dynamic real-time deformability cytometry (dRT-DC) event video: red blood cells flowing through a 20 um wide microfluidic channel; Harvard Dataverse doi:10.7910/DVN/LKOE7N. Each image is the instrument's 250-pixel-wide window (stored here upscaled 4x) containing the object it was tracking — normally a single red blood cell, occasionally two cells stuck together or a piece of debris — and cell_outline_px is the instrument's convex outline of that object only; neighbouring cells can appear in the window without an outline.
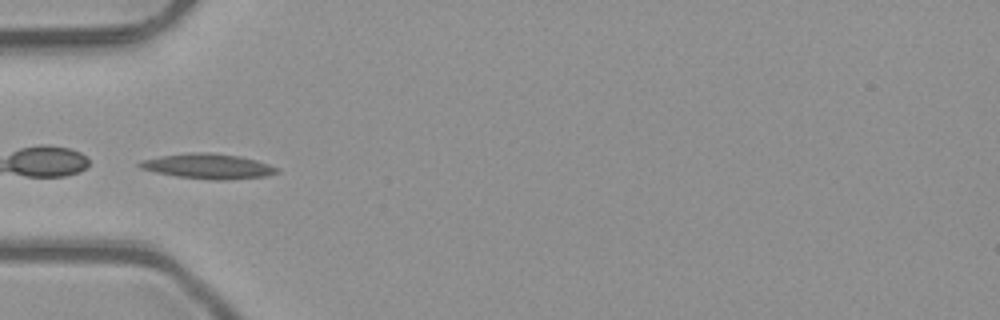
{"species": "common noctule bat (a hibernating species)", "species_latin": "Nyctalus noctula", "temperature_condition": "room temperature", "stored_images_in_passage": 6, "camera_frame_rate_fps": 3000, "um_per_image_px": 0.085, "animal": {"sex": "male", "body_mass_g": 23.1, "forearm_length_mm": 52.7}, "frame": {"image": 1, "passage_image": 5, "time_ms": 1.333, "image_size_px": [1000, 320], "cell_outline_px": [[280, 172], [264, 176], [224, 180], [212, 180], [176, 176], [156, 172], [140, 168], [136, 164], [140, 160], [160, 156], [192, 152], [212, 152], [240, 156], [256, 160], [280, 168]], "centroid_in_image_um": [17.68, 14.12], "position_along_channel_um": 67.3, "area_um2": 20.11}}
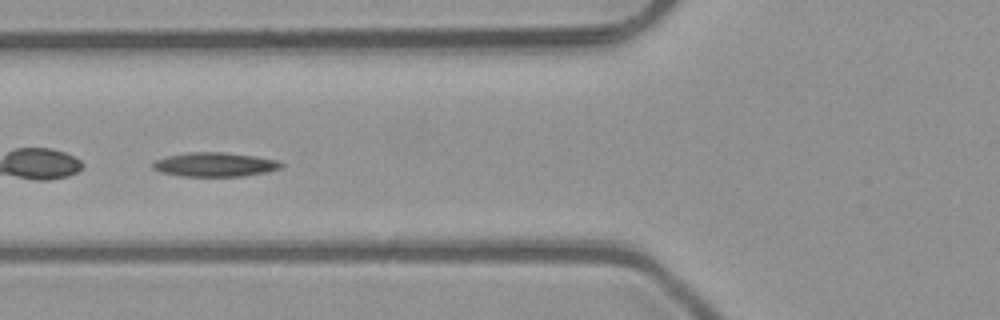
{"frame": {"image": 2, "passage_image": 6, "time_ms": 1.667, "image_size_px": [1000, 320], "cell_outline_px": [[284, 168], [268, 172], [244, 176], [184, 176], [160, 172], [152, 168], [152, 164], [156, 160], [168, 156], [188, 152], [224, 152], [256, 156], [276, 160], [284, 164]], "centroid_in_image_um": [18.31, 13.99], "position_along_channel_um": 107.5, "area_um2": 18.15}}